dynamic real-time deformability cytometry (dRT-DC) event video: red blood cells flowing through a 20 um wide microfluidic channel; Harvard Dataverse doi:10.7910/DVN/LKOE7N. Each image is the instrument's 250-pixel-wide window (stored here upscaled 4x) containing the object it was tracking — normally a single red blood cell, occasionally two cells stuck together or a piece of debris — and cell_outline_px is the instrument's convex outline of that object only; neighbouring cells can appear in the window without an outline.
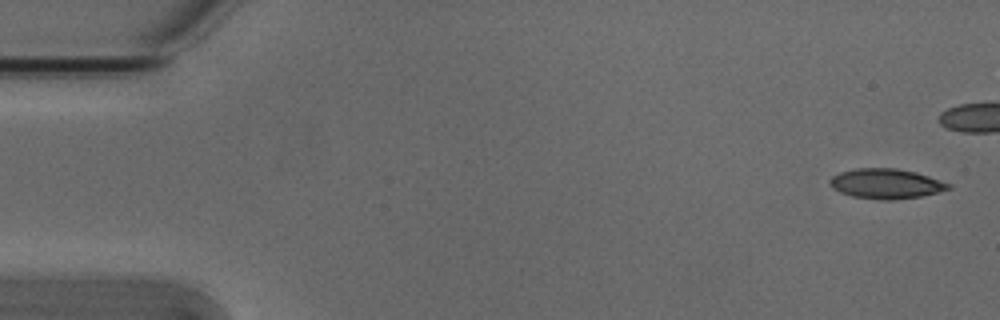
{"species": "Egyptian fruit bat (a non-hibernating species)", "species_latin": "Rousettus aegyptiacus", "temperature_condition": "cold", "stored_images_in_passage": 5, "camera_frame_rate_fps": 3000, "um_per_image_px": 0.085, "animal": {"sex": "male"}, "frame": {"image": 1, "passage_image": 1, "time_ms": 0.0, "image_size_px": [1000, 320], "cell_outline_px": [[952, 188], [920, 196], [892, 200], [884, 200], [852, 196], [840, 192], [832, 188], [828, 184], [828, 180], [832, 176], [840, 172], [856, 168], [896, 168], [916, 172], [952, 184]], "centroid_in_image_um": [75.28, 15.6], "position_along_channel_um": 9.7, "area_um2": 20.69}}